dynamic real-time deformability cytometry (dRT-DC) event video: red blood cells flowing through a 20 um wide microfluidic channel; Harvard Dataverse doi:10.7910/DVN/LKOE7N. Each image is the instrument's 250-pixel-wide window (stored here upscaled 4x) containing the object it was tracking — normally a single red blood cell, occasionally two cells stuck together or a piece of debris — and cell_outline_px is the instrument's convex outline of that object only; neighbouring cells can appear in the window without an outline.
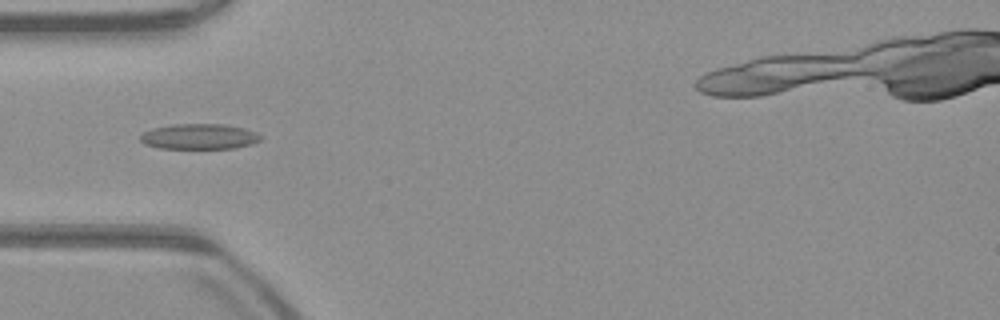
{"species": "common noctule bat (a hibernating species)", "species_latin": "Nyctalus noctula", "temperature_condition": "warm", "stored_images_in_passage": 50, "camera_frame_rate_fps": 3000, "um_per_image_px": 0.085, "animal": {"sex": "male", "body_mass_g": 23.1, "forearm_length_mm": 52.7}, "frame": {"image": 1, "passage_image": 13, "time_ms": 4.0, "image_size_px": [1000, 320], "cell_outline_px": [[260, 140], [252, 144], [236, 148], [160, 148], [144, 144], [140, 140], [140, 136], [144, 132], [152, 128], [172, 124], [228, 124], [244, 128], [256, 132], [260, 136]], "centroid_in_image_um": [16.93, 11.6], "position_along_channel_um": 68.1, "area_um2": 17.86}}
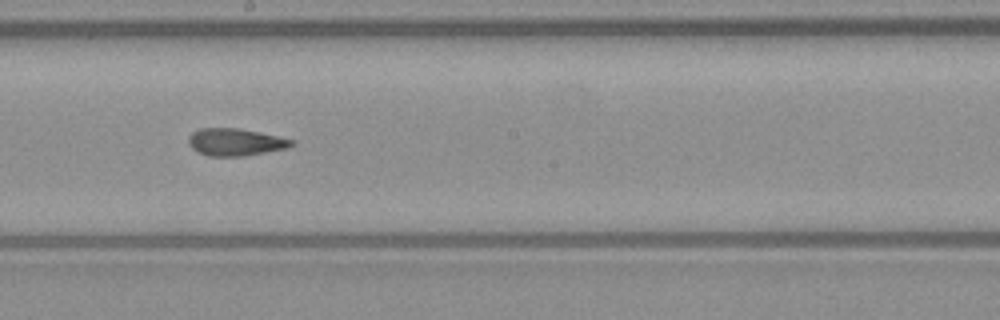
{"frame": {"image": 2, "passage_image": 25, "time_ms": 8.0, "image_size_px": [1000, 320], "cell_outline_px": [[296, 144], [288, 148], [244, 156], [208, 156], [196, 152], [188, 144], [188, 136], [192, 132], [200, 128], [240, 128], [280, 136], [296, 140]], "centroid_in_image_um": [20.03, 12.07], "position_along_channel_um": 228.2, "area_um2": 16.76}}
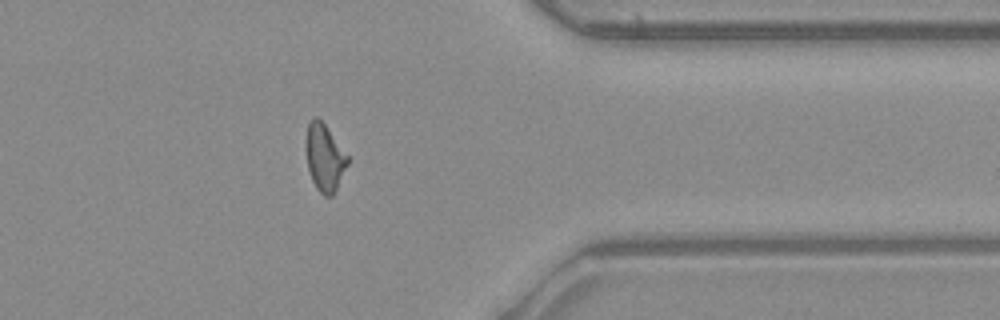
{"frame": {"image": 3, "passage_image": 38, "time_ms": 12.333, "image_size_px": [1000, 320], "cell_outline_px": [[348, 164], [332, 196], [324, 196], [316, 188], [312, 180], [308, 168], [304, 144], [304, 140], [308, 124], [312, 116], [316, 116], [324, 124], [348, 156]], "centroid_in_image_um": [27.54, 13.37], "position_along_channel_um": 383.9, "area_um2": 16.24}, "authors_computed_cell_mechanics": {"area_um2": 16.6464, "velocity_mm_per_s": 3.9686, "shape_relaxation_time_tau1_ms": null, "shape_relaxation_time_tau2_ms": 2.7426, "deformation_change_tau1": null, "deformation_change_tau2": 0.1104}}